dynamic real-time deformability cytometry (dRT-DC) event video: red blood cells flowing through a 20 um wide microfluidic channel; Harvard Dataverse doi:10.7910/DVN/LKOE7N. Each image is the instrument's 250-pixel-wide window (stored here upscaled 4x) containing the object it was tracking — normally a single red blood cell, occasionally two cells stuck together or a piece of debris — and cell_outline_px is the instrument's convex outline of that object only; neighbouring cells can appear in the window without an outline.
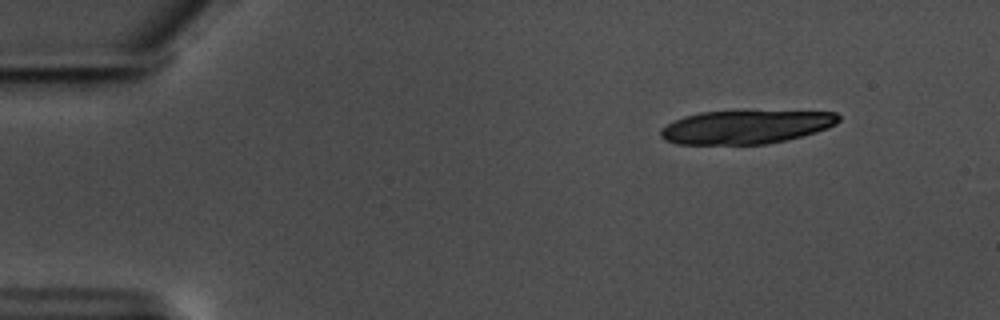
{"species": "common noctule bat (a hibernating species)", "species_latin": "Nyctalus noctula", "temperature_condition": "warm", "stored_images_in_passage": 16, "camera_frame_rate_fps": 3000, "um_per_image_px": 0.085, "animal": {"sex": "male", "body_mass_g": 17.5, "forearm_length_mm": 52.3}, "frame": {"image": 1, "passage_image": 3, "time_ms": 0.667, "image_size_px": [1000, 320], "cell_outline_px": [[840, 120], [836, 124], [828, 128], [816, 132], [788, 140], [768, 144], [676, 144], [664, 140], [660, 136], [660, 128], [684, 116], [700, 112], [836, 112], [840, 116]], "centroid_in_image_um": [63.38, 10.81], "position_along_channel_um": 21.6, "area_um2": 34.45}}